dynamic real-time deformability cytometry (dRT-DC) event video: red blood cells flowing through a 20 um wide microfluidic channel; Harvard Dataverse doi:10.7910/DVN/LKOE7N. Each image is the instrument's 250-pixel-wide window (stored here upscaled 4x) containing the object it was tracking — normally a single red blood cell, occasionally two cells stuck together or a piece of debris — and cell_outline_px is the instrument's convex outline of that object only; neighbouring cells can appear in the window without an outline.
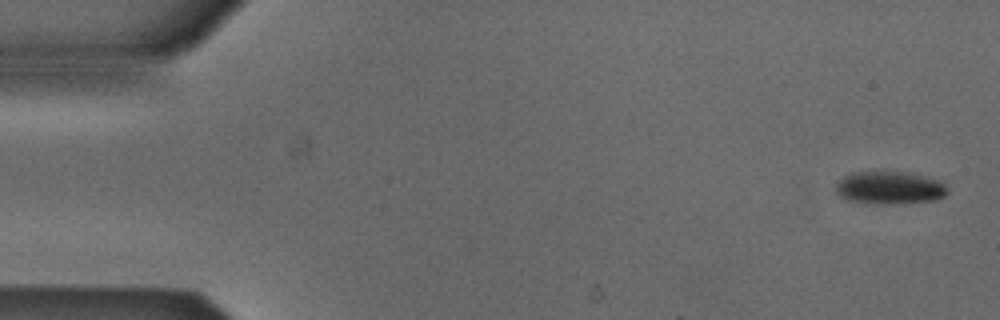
{"species": "Egyptian fruit bat (a non-hibernating species)", "species_latin": "Rousettus aegyptiacus", "temperature_condition": "cold", "stored_images_in_passage": 4, "camera_frame_rate_fps": 3000, "um_per_image_px": 0.085, "animal": {"sex": "male"}, "frame": {"image": 1, "passage_image": 1, "time_ms": 0.0, "image_size_px": [1000, 320], "cell_outline_px": [[948, 192], [944, 196], [936, 200], [892, 204], [876, 204], [848, 200], [840, 196], [836, 192], [836, 184], [844, 176], [852, 172], [908, 172], [940, 180], [948, 188]], "centroid_in_image_um": [75.64, 15.96], "position_along_channel_um": 9.4, "area_um2": 21.39}}
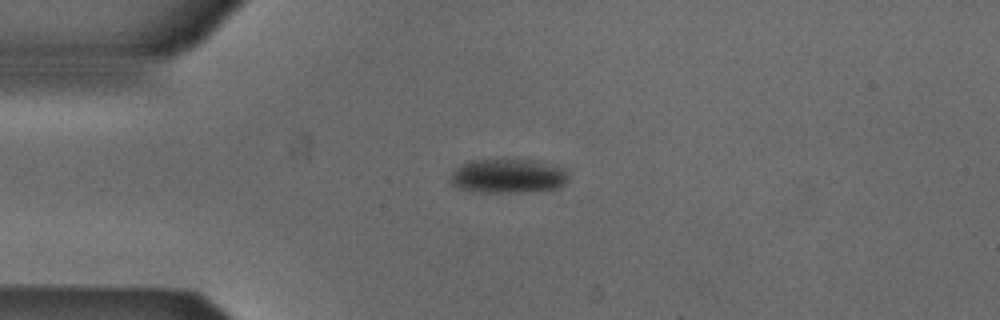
{"frame": {"image": 2, "passage_image": 4, "time_ms": 1.0, "image_size_px": [1000, 320], "cell_outline_px": [[568, 172], [564, 180], [556, 188], [524, 192], [468, 192], [452, 184], [452, 172], [460, 164], [472, 160], [528, 160], [568, 168]], "centroid_in_image_um": [43.13, 14.97], "position_along_channel_um": 41.9, "area_um2": 23.18}}